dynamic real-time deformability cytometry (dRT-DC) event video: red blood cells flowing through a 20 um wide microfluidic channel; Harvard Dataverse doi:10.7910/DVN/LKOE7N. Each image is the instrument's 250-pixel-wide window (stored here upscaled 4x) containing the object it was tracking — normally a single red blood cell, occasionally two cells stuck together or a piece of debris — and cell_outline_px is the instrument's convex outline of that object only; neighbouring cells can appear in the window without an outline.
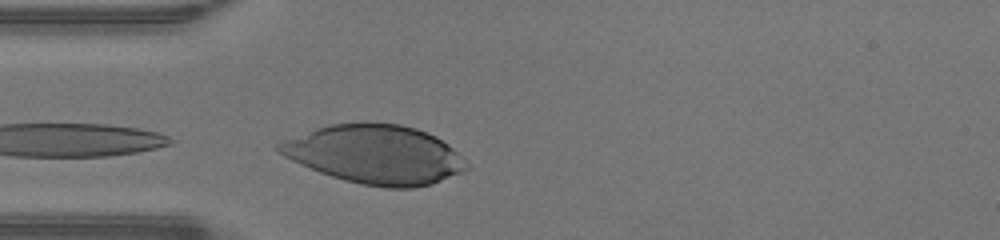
{"species": "human", "species_latin": "Homo sapiens", "temperature_condition": "warm", "stored_images_in_passage": 5, "camera_frame_rate_fps": 3000, "um_per_image_px": 0.085, "donor": {"sex": "male"}, "frame": {"image": 1, "passage_image": 5, "time_ms": 1.333, "image_size_px": [1000, 240], "cell_outline_px": [[472, 164], [468, 168], [460, 172], [432, 184], [412, 188], [388, 188], [360, 184], [344, 180], [320, 172], [300, 164], [276, 152], [272, 148], [276, 144], [284, 140], [316, 128], [328, 124], [364, 120], [400, 124], [416, 128], [436, 136], [448, 144]], "centroid_in_image_um": [31.88, 13.1], "position_along_channel_um": 53.1, "area_um2": 65.03}}